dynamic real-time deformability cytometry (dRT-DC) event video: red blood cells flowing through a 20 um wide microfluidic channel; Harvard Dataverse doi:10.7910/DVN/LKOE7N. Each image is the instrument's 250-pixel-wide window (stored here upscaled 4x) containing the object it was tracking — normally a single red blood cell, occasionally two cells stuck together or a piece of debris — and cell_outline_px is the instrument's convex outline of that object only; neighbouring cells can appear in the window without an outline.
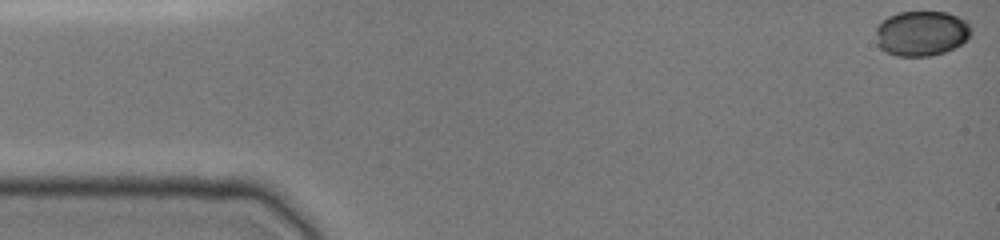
{"species": "common noctule bat (a hibernating species)", "species_latin": "Nyctalus noctula", "temperature_condition": "cold", "stored_images_in_passage": 12, "camera_frame_rate_fps": 3000, "um_per_image_px": 0.085, "animal": {"sex": "female", "body_mass_g": 19.0, "forearm_length_mm": 51.5}, "frame": {"image": 1, "passage_image": 1, "time_ms": 0.0, "image_size_px": [1000, 240], "cell_outline_px": [[972, 32], [968, 40], [944, 52], [928, 56], [896, 56], [880, 48], [876, 44], [876, 28], [888, 16], [900, 12], [948, 12], [968, 20], [972, 28]], "centroid_in_image_um": [78.36, 2.82], "position_along_channel_um": 6.6, "area_um2": 25.26}}
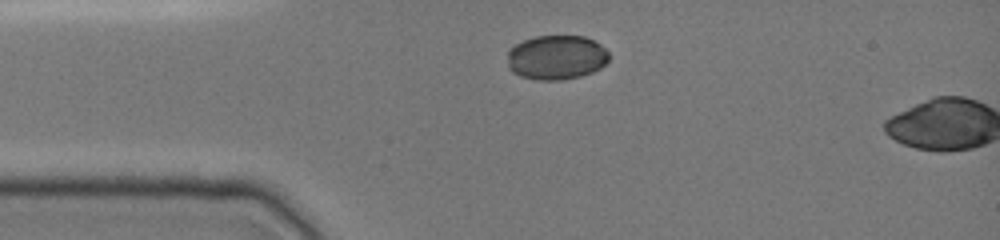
{"frame": {"image": 2, "passage_image": 11, "time_ms": 3.333, "image_size_px": [1000, 240], "cell_outline_px": [[608, 60], [600, 68], [592, 72], [580, 76], [564, 80], [536, 80], [520, 76], [512, 72], [508, 68], [508, 52], [516, 44], [524, 40], [536, 36], [584, 36], [600, 44], [608, 52]], "centroid_in_image_um": [47.28, 4.89], "position_along_channel_um": 37.7, "area_um2": 26.3}}